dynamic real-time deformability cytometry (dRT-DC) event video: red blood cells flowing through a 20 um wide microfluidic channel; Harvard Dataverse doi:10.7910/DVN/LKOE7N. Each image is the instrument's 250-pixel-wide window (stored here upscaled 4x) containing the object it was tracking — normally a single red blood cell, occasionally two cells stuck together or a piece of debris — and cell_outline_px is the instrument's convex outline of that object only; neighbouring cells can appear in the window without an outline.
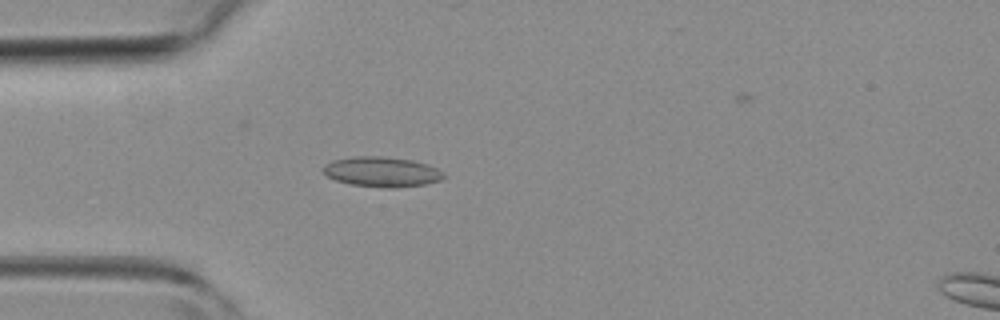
{"species": "common noctule bat (a hibernating species)", "species_latin": "Nyctalus noctula", "temperature_condition": "room temperature", "stored_images_in_passage": 5, "camera_frame_rate_fps": 3000, "um_per_image_px": 0.085, "animal": {"sex": "female", "body_mass_g": 19.3, "forearm_length_mm": 54.1}, "frame": {"image": 1, "passage_image": 4, "time_ms": 3.667, "image_size_px": [1000, 320], "cell_outline_px": [[448, 176], [440, 180], [424, 184], [392, 188], [380, 188], [352, 184], [336, 180], [328, 176], [320, 168], [324, 164], [332, 160], [352, 156], [384, 156], [412, 160], [428, 164], [444, 172]], "centroid_in_image_um": [32.45, 14.59], "position_along_channel_um": 52.5, "area_um2": 21.33}}